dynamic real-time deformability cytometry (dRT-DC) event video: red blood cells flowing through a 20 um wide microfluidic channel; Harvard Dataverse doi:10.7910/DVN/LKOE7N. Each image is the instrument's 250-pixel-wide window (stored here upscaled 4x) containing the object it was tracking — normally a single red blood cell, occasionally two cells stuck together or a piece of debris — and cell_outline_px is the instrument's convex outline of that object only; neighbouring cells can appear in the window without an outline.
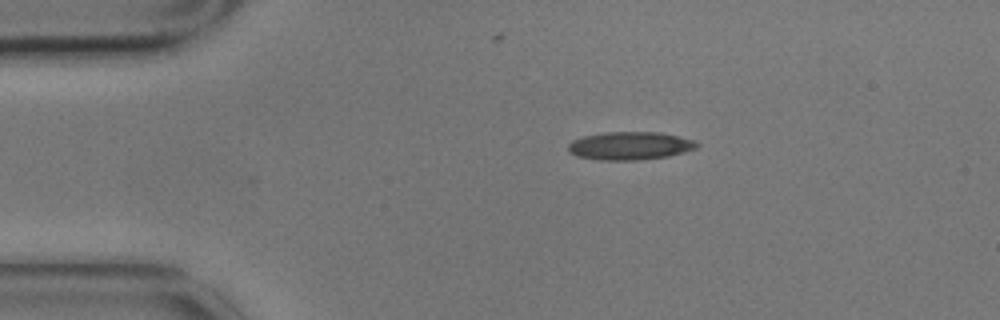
{"species": "common noctule bat (a hibernating species)", "species_latin": "Nyctalus noctula", "temperature_condition": "cold", "stored_images_in_passage": 8, "camera_frame_rate_fps": 3000, "um_per_image_px": 0.085, "animal": {"sex": "male", "body_mass_g": 17.9}, "frame": {"image": 1, "passage_image": 1, "time_ms": 0.0, "image_size_px": [1000, 320], "cell_outline_px": [[700, 144], [696, 148], [684, 152], [668, 156], [636, 160], [600, 160], [576, 156], [568, 152], [568, 144], [572, 140], [584, 136], [604, 132], [660, 132], [696, 140]], "centroid_in_image_um": [53.54, 12.39], "position_along_channel_um": 31.5, "area_um2": 21.15}}
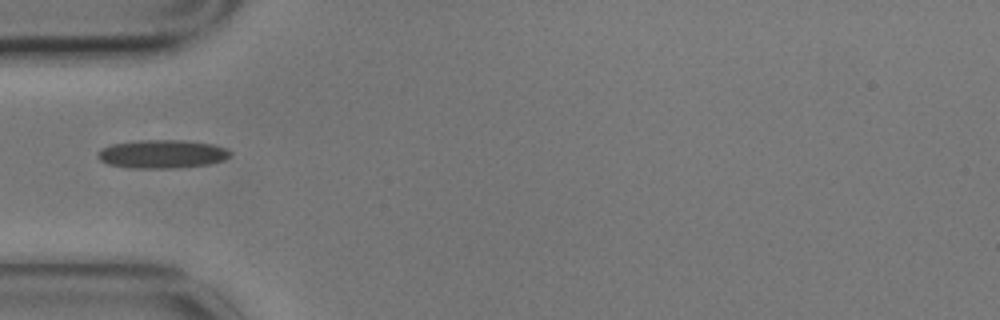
{"frame": {"image": 2, "passage_image": 3, "time_ms": 0.667, "image_size_px": [1000, 320], "cell_outline_px": [[232, 152], [224, 160], [208, 164], [172, 168], [132, 168], [108, 164], [100, 160], [96, 156], [96, 152], [100, 148], [112, 144], [140, 140], [184, 140], [212, 144], [228, 148]], "centroid_in_image_um": [13.75, 13.08], "position_along_channel_um": 71.2, "area_um2": 22.02}}
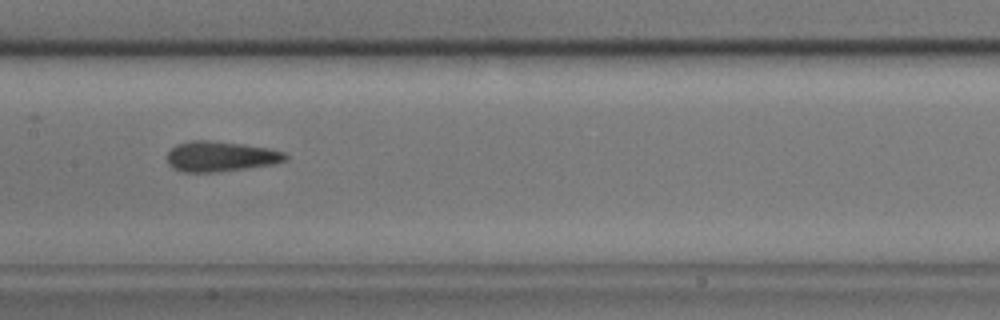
{"frame": {"image": 3, "passage_image": 6, "time_ms": 1.667, "image_size_px": [1000, 320], "cell_outline_px": [[288, 160], [276, 164], [216, 172], [180, 172], [172, 168], [168, 164], [168, 152], [176, 144], [192, 140], [204, 140], [244, 144], [268, 148], [284, 152], [288, 156]], "centroid_in_image_um": [18.76, 13.3], "position_along_channel_um": 188.6, "area_um2": 20.98}}